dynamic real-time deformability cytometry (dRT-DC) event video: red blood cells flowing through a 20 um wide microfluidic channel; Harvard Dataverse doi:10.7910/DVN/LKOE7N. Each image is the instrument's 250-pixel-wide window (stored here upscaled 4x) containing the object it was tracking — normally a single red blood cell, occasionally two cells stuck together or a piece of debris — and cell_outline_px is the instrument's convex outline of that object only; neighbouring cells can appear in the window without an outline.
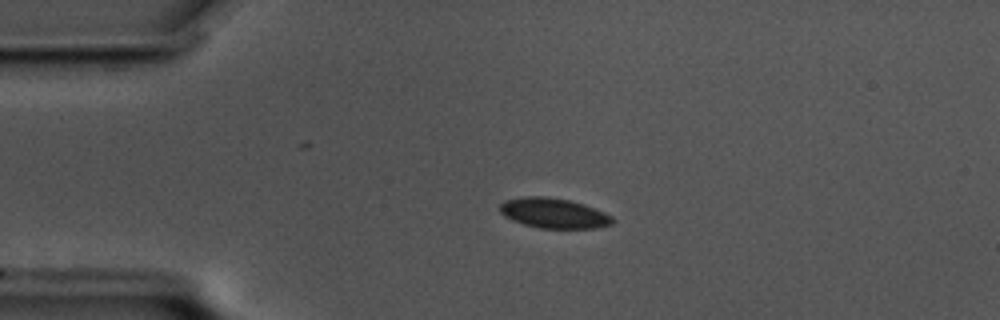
{"species": "common noctule bat (a hibernating species)", "species_latin": "Nyctalus noctula", "temperature_condition": "cold", "stored_images_in_passage": 8, "camera_frame_rate_fps": 3000, "um_per_image_px": 0.085, "animal": {"sex": "male", "body_mass_g": 17.5, "forearm_length_mm": 52.3}, "frame": {"image": 1, "passage_image": 1, "time_ms": 0.0, "image_size_px": [1000, 320], "cell_outline_px": [[616, 220], [612, 224], [596, 228], [540, 228], [524, 224], [512, 220], [504, 216], [500, 212], [500, 204], [504, 200], [524, 196], [544, 196], [568, 200], [584, 204], [604, 212], [612, 216]], "centroid_in_image_um": [47.07, 18.12], "position_along_channel_um": 37.9, "area_um2": 19.77}}